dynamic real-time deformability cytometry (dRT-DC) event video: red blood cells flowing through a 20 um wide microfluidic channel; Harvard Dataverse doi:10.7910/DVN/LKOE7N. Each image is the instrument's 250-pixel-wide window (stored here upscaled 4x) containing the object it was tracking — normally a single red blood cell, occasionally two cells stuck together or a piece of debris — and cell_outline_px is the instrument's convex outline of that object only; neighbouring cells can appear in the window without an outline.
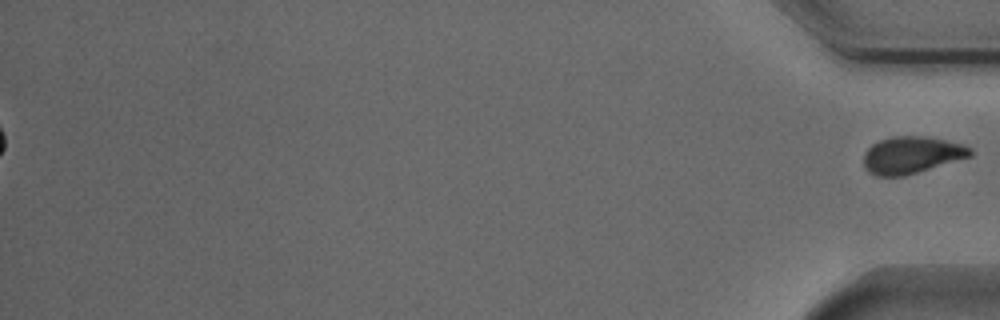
{"species": "Egyptian fruit bat (a non-hibernating species)", "species_latin": "Rousettus aegyptiacus", "temperature_condition": "cold", "stored_images_in_passage": 48, "segment_of_instrument_passage": [2, 2], "camera_frame_rate_fps": 3000, "um_per_image_px": 0.085, "animal": {"sex": "male"}, "frame": {"image": 1, "passage_image": 48, "time_ms": 15.667, "image_size_px": [1000, 320], "cell_outline_px": [[972, 156], [904, 176], [876, 176], [868, 172], [864, 168], [864, 152], [872, 144], [880, 140], [892, 136], [924, 136], [964, 144], [972, 148]], "centroid_in_image_um": [77.47, 13.17], "position_along_channel_um": 357.7, "area_um2": 23.06}}